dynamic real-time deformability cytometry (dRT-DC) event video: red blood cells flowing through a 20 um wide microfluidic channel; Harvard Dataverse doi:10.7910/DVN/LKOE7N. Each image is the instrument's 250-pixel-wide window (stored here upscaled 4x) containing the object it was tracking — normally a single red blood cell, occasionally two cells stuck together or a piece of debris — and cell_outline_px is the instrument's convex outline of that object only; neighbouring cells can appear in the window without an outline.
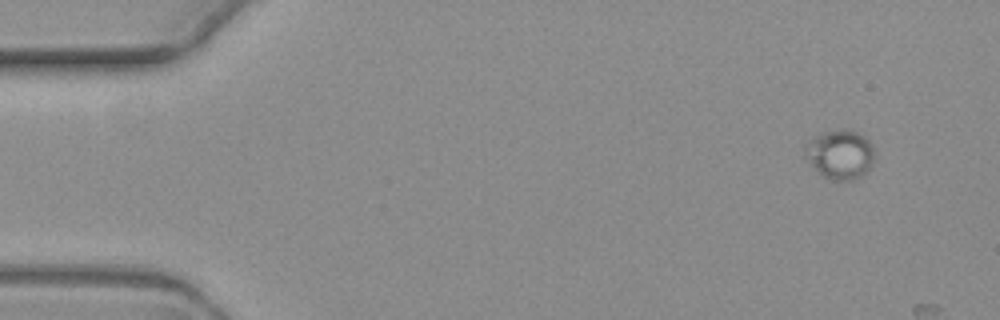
{"species": "common noctule bat (a hibernating species)", "species_latin": "Nyctalus noctula", "temperature_condition": "warm", "stored_images_in_passage": 5, "camera_frame_rate_fps": 3000, "um_per_image_px": 0.085, "animal": {"sex": "female", "body_mass_g": 19.3, "forearm_length_mm": 54.1}, "frame": {"image": 1, "passage_image": 5, "time_ms": 6.333, "image_size_px": [1000, 320], "cell_outline_px": [[872, 164], [860, 176], [852, 180], [832, 180], [824, 176], [804, 156], [804, 144], [808, 140], [824, 132], [844, 128], [848, 128], [864, 136], [872, 144]], "centroid_in_image_um": [71.37, 13.09], "position_along_channel_um": 13.6, "area_um2": 19.65}}